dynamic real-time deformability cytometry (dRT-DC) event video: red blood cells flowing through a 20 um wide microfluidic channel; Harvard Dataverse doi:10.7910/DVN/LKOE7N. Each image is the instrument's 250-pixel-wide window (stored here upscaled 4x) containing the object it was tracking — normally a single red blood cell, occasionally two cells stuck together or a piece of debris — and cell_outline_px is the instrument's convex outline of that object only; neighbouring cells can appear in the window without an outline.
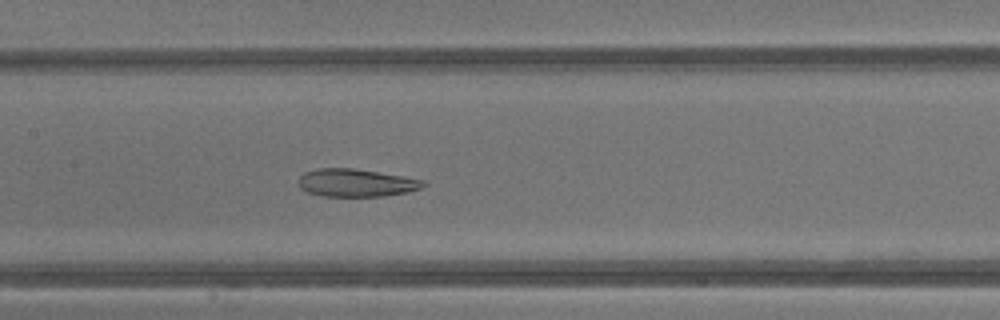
{"species": "common noctule bat (a hibernating species)", "species_latin": "Nyctalus noctula", "temperature_condition": "warm", "stored_images_in_passage": 36, "camera_frame_rate_fps": 3000, "um_per_image_px": 0.085, "animal": {"sex": "male", "body_mass_g": 13.3}, "frame": {"image": 1, "passage_image": 14, "time_ms": 4.333, "image_size_px": [1000, 320], "cell_outline_px": [[428, 184], [420, 188], [408, 192], [384, 196], [320, 196], [308, 192], [300, 188], [300, 176], [304, 172], [320, 168], [352, 168], [424, 180]], "centroid_in_image_um": [30.27, 15.55], "position_along_channel_um": 177.1, "area_um2": 20.0}}
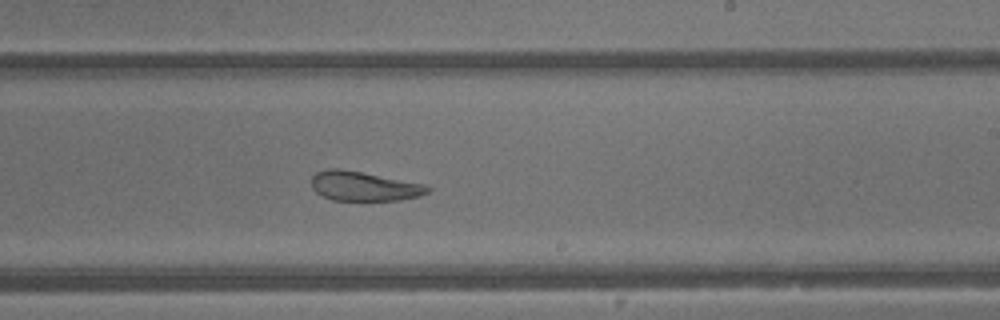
{"frame": {"image": 2, "passage_image": 19, "time_ms": 6.0, "image_size_px": [1000, 320], "cell_outline_px": [[432, 188], [428, 192], [420, 196], [400, 200], [332, 200], [316, 192], [312, 188], [312, 176], [316, 172], [328, 168], [340, 168], [424, 184]], "centroid_in_image_um": [30.92, 15.82], "position_along_channel_um": 258.1, "area_um2": 19.83}}
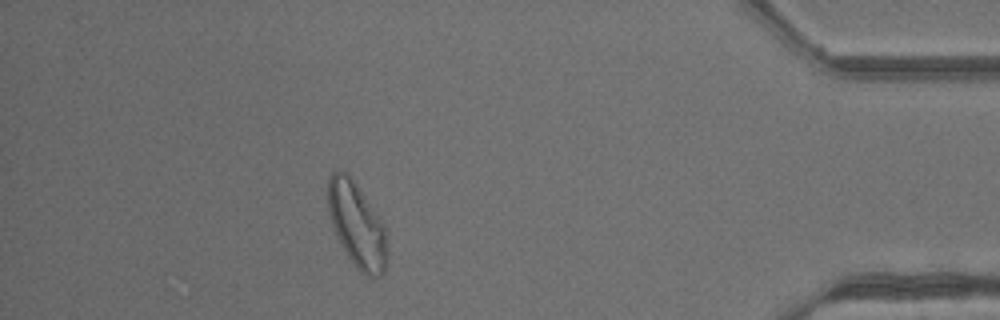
{"frame": {"image": 3, "passage_image": 31, "time_ms": 10.0, "image_size_px": [1000, 320], "cell_outline_px": [[388, 260], [384, 272], [380, 276], [372, 280], [364, 276], [360, 272], [348, 256], [328, 216], [328, 176], [332, 172], [348, 172], [388, 228]], "centroid_in_image_um": [30.4, 19.16], "position_along_channel_um": 404.8, "area_um2": 29.94}, "authors_computed_cell_mechanics": {"area_um2": 25.8944, "velocity_mm_per_s": 4.884, "shape_relaxation_time_tau1_ms": null, "shape_relaxation_time_tau2_ms": 1.5121, "deformation_change_tau1": null, "deformation_change_tau2": 0.0845}}